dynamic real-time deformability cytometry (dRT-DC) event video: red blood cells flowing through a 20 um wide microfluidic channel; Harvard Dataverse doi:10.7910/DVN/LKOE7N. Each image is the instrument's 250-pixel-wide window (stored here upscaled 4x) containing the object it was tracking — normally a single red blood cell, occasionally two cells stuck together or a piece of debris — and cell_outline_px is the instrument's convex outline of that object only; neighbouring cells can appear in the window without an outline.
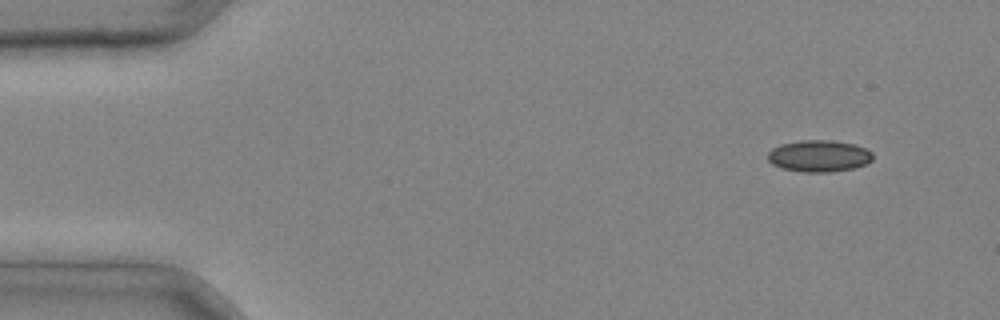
{"species": "common noctule bat (a hibernating species)", "species_latin": "Nyctalus noctula", "temperature_condition": "cold", "stored_images_in_passage": 4, "camera_frame_rate_fps": 3000, "um_per_image_px": 0.085, "animal": {"sex": "male", "body_mass_g": 20.4}, "frame": {"image": 1, "passage_image": 1, "time_ms": 0.0, "image_size_px": [1000, 320], "cell_outline_px": [[872, 160], [864, 164], [852, 168], [832, 172], [804, 172], [784, 168], [772, 164], [768, 160], [768, 152], [772, 148], [780, 144], [800, 140], [832, 140], [856, 144], [868, 148], [872, 152]], "centroid_in_image_um": [69.63, 13.24], "position_along_channel_um": 15.4, "area_um2": 19.48}}
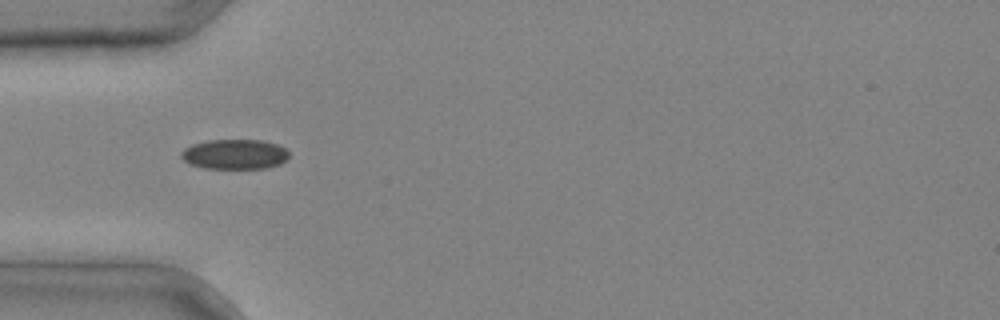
{"frame": {"image": 2, "passage_image": 3, "time_ms": 0.667, "image_size_px": [1000, 320], "cell_outline_px": [[288, 160], [280, 164], [268, 168], [204, 168], [188, 164], [180, 156], [180, 152], [184, 148], [192, 144], [208, 140], [264, 140], [276, 144], [284, 148], [288, 152]], "centroid_in_image_um": [19.93, 13.11], "position_along_channel_um": 65.1, "area_um2": 18.96}}